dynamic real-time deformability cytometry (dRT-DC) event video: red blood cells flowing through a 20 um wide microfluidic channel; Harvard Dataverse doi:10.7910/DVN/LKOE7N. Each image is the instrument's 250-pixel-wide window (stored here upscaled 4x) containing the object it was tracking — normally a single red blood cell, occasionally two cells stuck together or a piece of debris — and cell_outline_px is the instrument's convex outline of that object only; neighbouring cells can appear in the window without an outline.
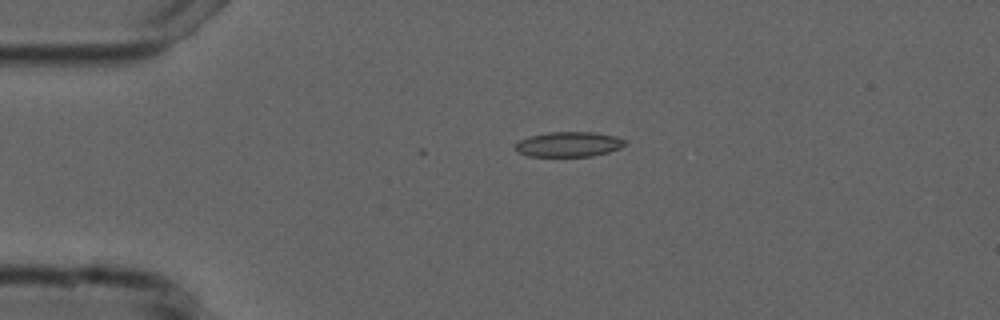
{"species": "common noctule bat (a hibernating species)", "species_latin": "Nyctalus noctula", "temperature_condition": "cold", "stored_images_in_passage": 6, "camera_frame_rate_fps": 3000, "um_per_image_px": 0.085, "animal": {"sex": "male", "forearm_length_mm": 52.5}, "frame": {"image": 1, "passage_image": 3, "time_ms": 0.667, "image_size_px": [1000, 320], "cell_outline_px": [[628, 144], [620, 148], [608, 152], [592, 156], [528, 156], [516, 152], [516, 144], [520, 140], [528, 136], [548, 132], [592, 132], [616, 136], [628, 140]], "centroid_in_image_um": [48.38, 12.26], "position_along_channel_um": 36.6, "area_um2": 16.13}}